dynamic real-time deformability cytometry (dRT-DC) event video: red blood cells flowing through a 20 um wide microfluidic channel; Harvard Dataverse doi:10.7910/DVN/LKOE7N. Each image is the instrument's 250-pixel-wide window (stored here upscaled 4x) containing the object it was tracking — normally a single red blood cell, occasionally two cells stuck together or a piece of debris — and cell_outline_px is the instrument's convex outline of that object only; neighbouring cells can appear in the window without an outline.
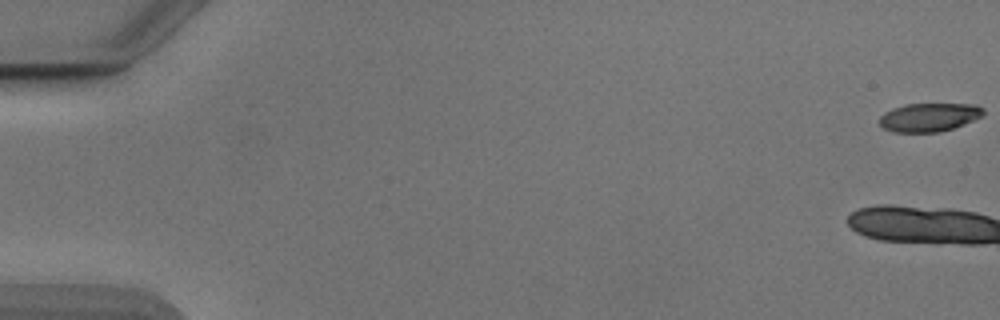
{"species": "Egyptian fruit bat (a non-hibernating species)", "species_latin": "Rousettus aegyptiacus", "temperature_condition": "cold", "stored_images_in_passage": 17, "camera_frame_rate_fps": 3000, "um_per_image_px": 0.085, "animal": {"sex": "male"}, "frame": {"image": 1, "passage_image": 1, "time_ms": 0.0, "image_size_px": [1000, 320], "cell_outline_px": [[984, 116], [964, 124], [940, 132], [892, 132], [884, 128], [880, 124], [880, 116], [884, 112], [892, 108], [904, 104], [976, 104], [984, 108]], "centroid_in_image_um": [78.99, 9.96], "position_along_channel_um": 6.0, "area_um2": 17.4}}